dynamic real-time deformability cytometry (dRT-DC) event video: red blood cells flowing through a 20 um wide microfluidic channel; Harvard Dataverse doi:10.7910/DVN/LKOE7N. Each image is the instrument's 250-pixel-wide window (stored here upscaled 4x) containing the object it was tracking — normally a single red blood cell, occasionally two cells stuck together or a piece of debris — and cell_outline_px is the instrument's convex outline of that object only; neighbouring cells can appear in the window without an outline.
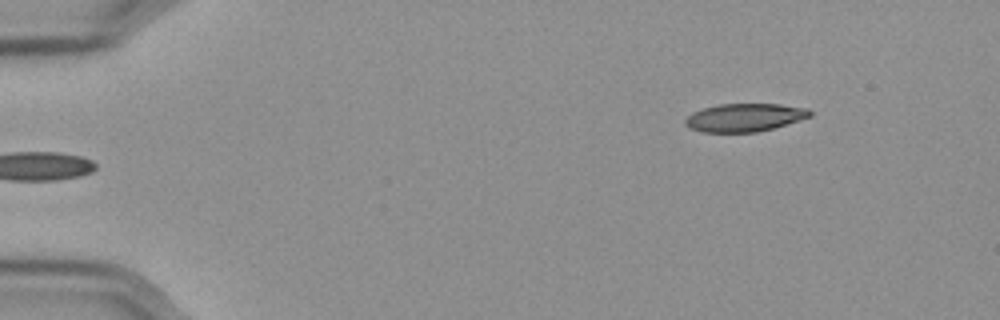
{"species": "Egyptian fruit bat (a non-hibernating species)", "species_latin": "Rousettus aegyptiacus", "temperature_condition": "cold", "stored_images_in_passage": 55, "camera_frame_rate_fps": 3000, "um_per_image_px": 0.085, "frame": {"image": 1, "passage_image": 5, "time_ms": 1.333, "image_size_px": [1000, 320], "cell_outline_px": [[812, 116], [772, 128], [756, 132], [704, 132], [692, 128], [684, 124], [684, 120], [692, 112], [704, 108], [720, 104], [780, 104], [808, 108], [812, 112]], "centroid_in_image_um": [63.3, 9.98], "position_along_channel_um": 21.7, "area_um2": 20.23}}
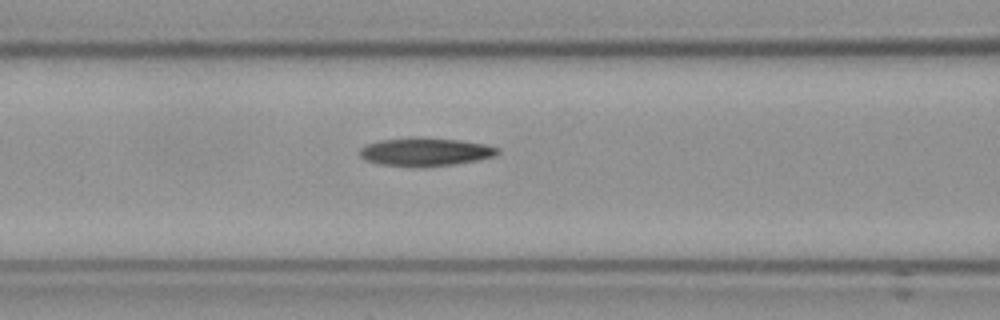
{"frame": {"image": 2, "passage_image": 22, "time_ms": 7.0, "image_size_px": [1000, 320], "cell_outline_px": [[500, 152], [496, 156], [476, 160], [452, 164], [380, 164], [364, 160], [360, 156], [360, 148], [364, 144], [376, 140], [416, 136], [420, 136], [460, 140], [484, 144], [500, 148]], "centroid_in_image_um": [36.13, 12.84], "position_along_channel_um": 130.5, "area_um2": 22.25}}
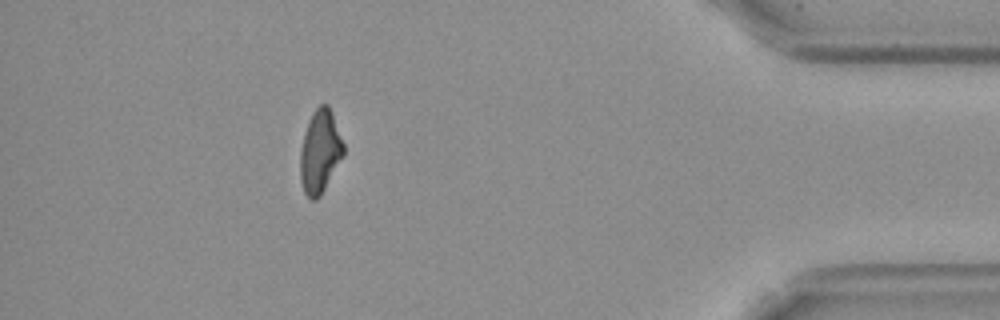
{"frame": {"image": 3, "passage_image": 49, "time_ms": 16.0, "image_size_px": [1000, 320], "cell_outline_px": [[344, 156], [320, 196], [316, 200], [312, 200], [304, 192], [300, 180], [300, 152], [304, 132], [308, 120], [312, 112], [320, 104], [328, 104], [332, 112], [344, 144]], "centroid_in_image_um": [27.2, 12.87], "position_along_channel_um": 408.0, "area_um2": 21.15}}